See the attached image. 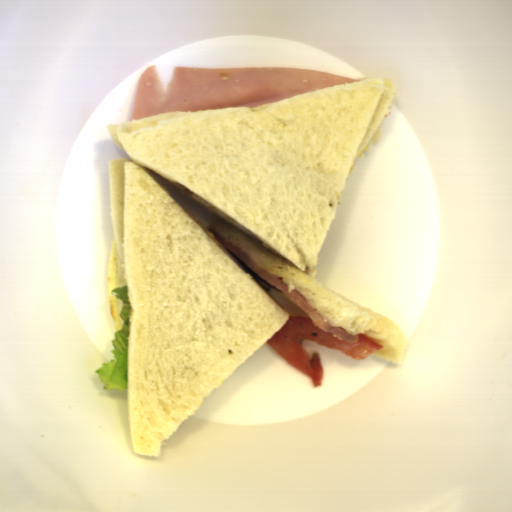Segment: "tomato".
Wrapping results in <instances>:
<instances>
[{"mask_svg": "<svg viewBox=\"0 0 512 512\" xmlns=\"http://www.w3.org/2000/svg\"><path fill=\"white\" fill-rule=\"evenodd\" d=\"M357 344H346L330 333L315 327L310 317L288 316L287 322L275 333L268 344L287 364L310 376L313 388L322 387L324 368L319 352L313 358L301 344L303 340H311L327 349L339 350L351 359L363 360L384 348L381 344L368 338L366 334L357 333Z\"/></svg>", "mask_w": 512, "mask_h": 512, "instance_id": "obj_1", "label": "tomato"}]
</instances>
